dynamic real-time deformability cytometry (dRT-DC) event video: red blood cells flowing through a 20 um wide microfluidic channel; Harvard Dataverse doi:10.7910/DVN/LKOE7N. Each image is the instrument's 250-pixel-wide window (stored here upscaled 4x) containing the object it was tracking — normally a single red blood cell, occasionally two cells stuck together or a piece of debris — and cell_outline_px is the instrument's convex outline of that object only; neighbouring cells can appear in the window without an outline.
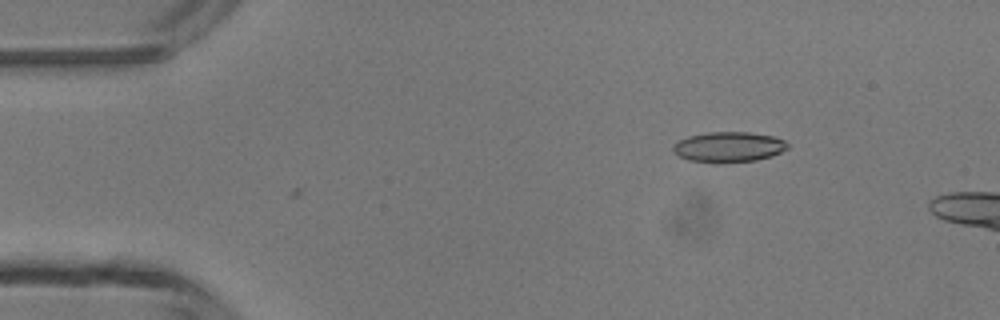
{"species": "common noctule bat (a hibernating species)", "species_latin": "Nyctalus noctula", "temperature_condition": "room temperature", "stored_images_in_passage": 3, "camera_frame_rate_fps": 3000, "um_per_image_px": 0.085, "animal": {"sex": "male", "body_mass_g": 13.3}, "frame": {"image": 1, "passage_image": 3, "time_ms": 2.333, "image_size_px": [1000, 320], "cell_outline_px": [[788, 148], [772, 156], [756, 160], [688, 160], [680, 156], [672, 148], [672, 144], [688, 136], [708, 132], [748, 132], [772, 136], [784, 140], [788, 144]], "centroid_in_image_um": [61.96, 12.44], "position_along_channel_um": 23.0, "area_um2": 19.36}}